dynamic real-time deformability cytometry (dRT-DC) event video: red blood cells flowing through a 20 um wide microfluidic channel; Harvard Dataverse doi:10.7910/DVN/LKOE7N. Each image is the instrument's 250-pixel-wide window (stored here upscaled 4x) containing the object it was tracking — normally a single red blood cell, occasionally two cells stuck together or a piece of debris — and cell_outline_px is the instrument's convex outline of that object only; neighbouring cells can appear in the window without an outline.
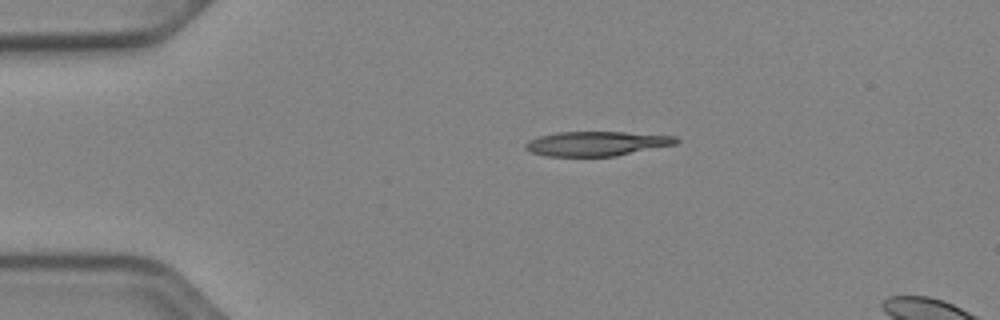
{"species": "Egyptian fruit bat (a non-hibernating species)", "species_latin": "Rousettus aegyptiacus", "temperature_condition": "cold", "stored_images_in_passage": 7, "camera_frame_rate_fps": 3000, "um_per_image_px": 0.085, "animal": {"sex": "female"}, "frame": {"image": 1, "passage_image": 1, "time_ms": 0.0, "image_size_px": [1000, 320], "cell_outline_px": [[680, 140], [676, 144], [616, 156], [548, 156], [532, 152], [524, 148], [524, 144], [528, 140], [540, 136], [560, 132], [624, 132], [676, 136]], "centroid_in_image_um": [50.72, 12.2], "position_along_channel_um": 34.3, "area_um2": 21.44}}